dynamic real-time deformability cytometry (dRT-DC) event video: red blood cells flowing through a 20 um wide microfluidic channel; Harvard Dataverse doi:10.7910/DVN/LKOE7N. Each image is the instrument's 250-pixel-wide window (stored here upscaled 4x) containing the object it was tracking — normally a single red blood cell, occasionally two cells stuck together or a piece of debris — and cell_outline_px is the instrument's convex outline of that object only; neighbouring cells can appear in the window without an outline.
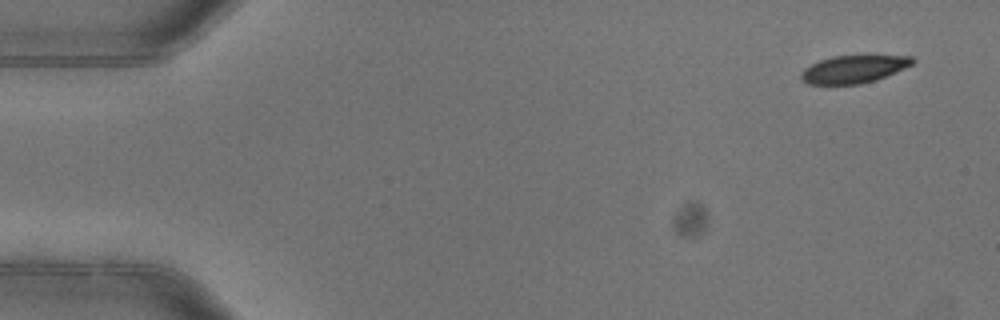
{"species": "common noctule bat (a hibernating species)", "species_latin": "Nyctalus noctula", "temperature_condition": "warm", "stored_images_in_passage": 5, "camera_frame_rate_fps": 3000, "um_per_image_px": 0.085, "animal": {"sex": "female"}, "frame": {"image": 1, "passage_image": 1, "time_ms": 0.0, "image_size_px": [1000, 320], "cell_outline_px": [[916, 60], [912, 64], [904, 68], [876, 80], [860, 84], [808, 84], [800, 80], [800, 72], [804, 68], [820, 60], [832, 56], [912, 56]], "centroid_in_image_um": [72.52, 5.88], "position_along_channel_um": 12.5, "area_um2": 17.86}}